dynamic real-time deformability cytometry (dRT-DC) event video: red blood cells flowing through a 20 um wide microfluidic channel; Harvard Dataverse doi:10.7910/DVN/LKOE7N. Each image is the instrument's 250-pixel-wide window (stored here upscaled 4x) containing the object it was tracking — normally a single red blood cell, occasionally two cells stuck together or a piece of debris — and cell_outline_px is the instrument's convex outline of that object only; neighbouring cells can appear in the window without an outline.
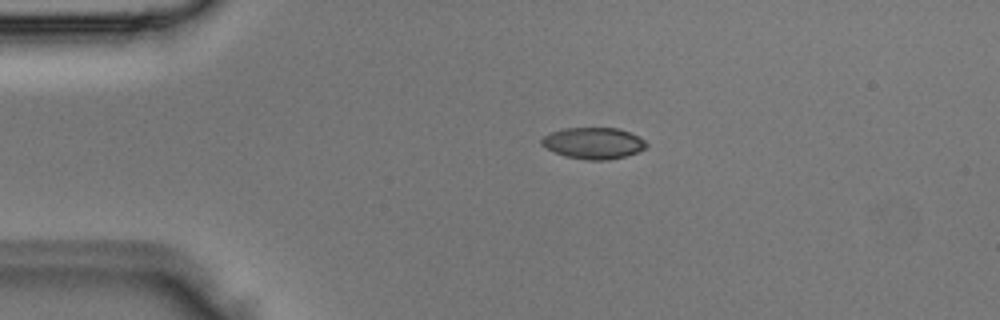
{"species": "Egyptian fruit bat (a non-hibernating species)", "species_latin": "Rousettus aegyptiacus", "temperature_condition": "room temperature", "stored_images_in_passage": 3, "camera_frame_rate_fps": 3000, "um_per_image_px": 0.085, "animal": {"sex": "male"}, "frame": {"image": 1, "passage_image": 3, "time_ms": 0.667, "image_size_px": [1000, 320], "cell_outline_px": [[648, 144], [644, 148], [636, 152], [624, 156], [608, 160], [588, 160], [564, 156], [540, 144], [540, 140], [544, 136], [552, 132], [564, 128], [620, 128], [640, 136]], "centroid_in_image_um": [50.45, 12.16], "position_along_channel_um": 34.5, "area_um2": 19.07}}